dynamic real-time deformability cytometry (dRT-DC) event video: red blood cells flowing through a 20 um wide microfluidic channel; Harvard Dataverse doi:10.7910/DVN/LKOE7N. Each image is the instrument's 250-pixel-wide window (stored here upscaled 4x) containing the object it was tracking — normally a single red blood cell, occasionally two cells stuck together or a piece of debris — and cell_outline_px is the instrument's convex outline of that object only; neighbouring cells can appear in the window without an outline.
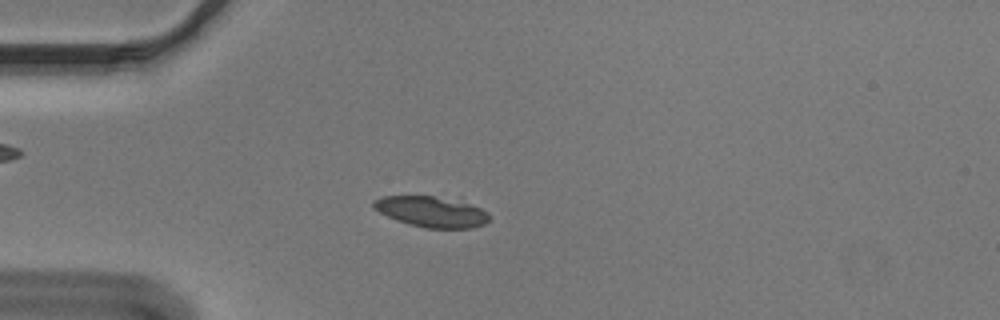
{"species": "Egyptian fruit bat (a non-hibernating species)", "species_latin": "Rousettus aegyptiacus", "temperature_condition": "cold", "stored_images_in_passage": 55, "camera_frame_rate_fps": 3000, "um_per_image_px": 0.085, "animal": {"sex": "male"}, "frame": {"image": 1, "passage_image": 15, "time_ms": 4.667, "image_size_px": [1000, 320], "cell_outline_px": [[488, 220], [484, 224], [472, 228], [424, 228], [408, 224], [396, 220], [372, 208], [372, 200], [384, 196], [460, 196], [488, 212]], "centroid_in_image_um": [36.73, 17.96], "position_along_channel_um": 48.3, "area_um2": 21.5}}
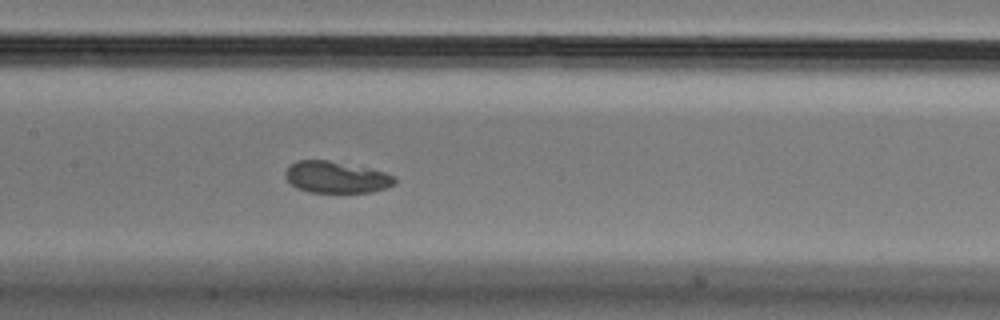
{"frame": {"image": 2, "passage_image": 27, "time_ms": 8.667, "image_size_px": [1000, 320], "cell_outline_px": [[396, 184], [388, 188], [372, 192], [308, 192], [296, 188], [284, 176], [284, 172], [296, 160], [328, 160], [368, 168], [384, 172], [396, 176]], "centroid_in_image_um": [28.61, 15.07], "position_along_channel_um": 178.8, "area_um2": 20.23}}
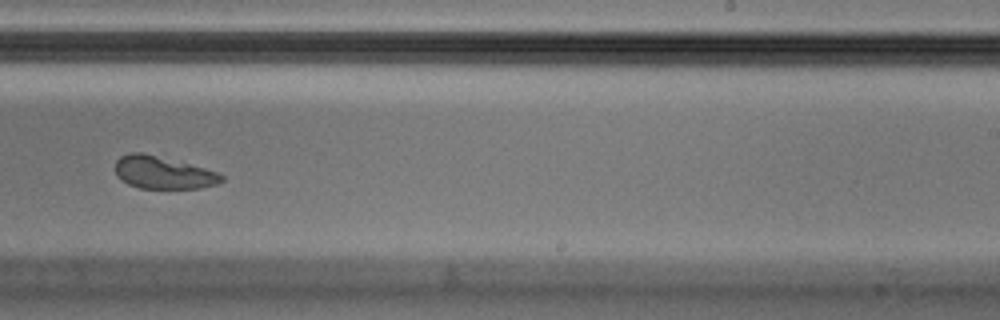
{"frame": {"image": 3, "passage_image": 35, "time_ms": 11.333, "image_size_px": [1000, 320], "cell_outline_px": [[224, 180], [216, 184], [200, 188], [140, 188], [128, 184], [116, 176], [116, 160], [120, 156], [132, 152], [140, 152], [204, 168], [216, 172], [224, 176]], "centroid_in_image_um": [13.84, 14.68], "position_along_channel_um": 275.2, "area_um2": 19.77}, "authors_computed_cell_mechanics": {"area_um2": 21.1548, "velocity_mm_per_s": 3.6234, "shape_relaxation_time_tau1_ms": 2.0051, "shape_relaxation_time_tau2_ms": 3.1933, "deformation_change_tau1": 0.0634, "deformation_change_tau2": 0.0885}}